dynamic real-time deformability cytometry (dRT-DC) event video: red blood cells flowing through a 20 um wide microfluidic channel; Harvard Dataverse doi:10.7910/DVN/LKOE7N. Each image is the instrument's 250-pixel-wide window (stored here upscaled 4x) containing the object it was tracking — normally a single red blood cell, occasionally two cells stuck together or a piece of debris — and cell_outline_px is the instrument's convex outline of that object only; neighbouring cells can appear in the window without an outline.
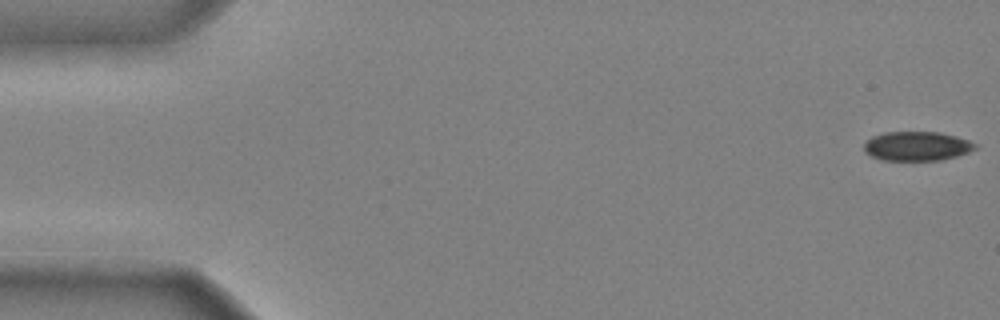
{"species": "common noctule bat (a hibernating species)", "species_latin": "Nyctalus noctula", "temperature_condition": "cold", "stored_images_in_passage": 46, "camera_frame_rate_fps": 3000, "um_per_image_px": 0.085, "animal": {"sex": "male", "body_mass_g": 20.4}, "frame": {"image": 1, "passage_image": 1, "time_ms": 0.0, "image_size_px": [1000, 320], "cell_outline_px": [[976, 148], [968, 152], [956, 156], [940, 160], [880, 160], [864, 152], [864, 144], [872, 136], [884, 132], [940, 132], [956, 136], [968, 140], [976, 144]], "centroid_in_image_um": [77.91, 12.42], "position_along_channel_um": 7.1, "area_um2": 18.9}}
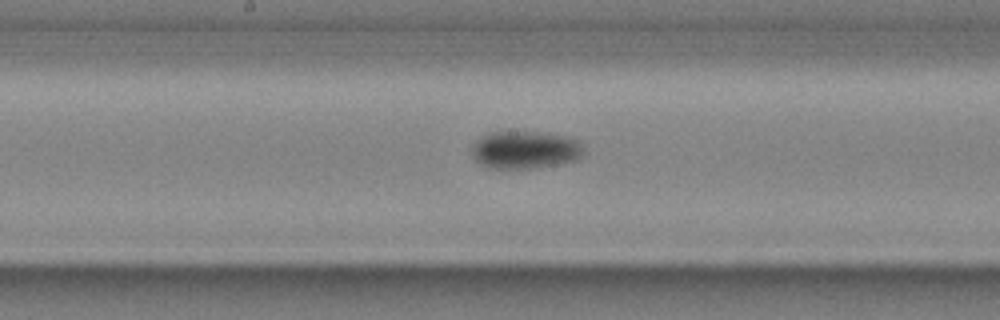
{"frame": {"image": 2, "passage_image": 26, "time_ms": 8.333, "image_size_px": [1000, 320], "cell_outline_px": [[584, 156], [576, 160], [556, 164], [532, 168], [488, 168], [480, 164], [472, 156], [472, 144], [476, 140], [492, 132], [540, 132], [564, 136], [580, 140], [584, 148]], "centroid_in_image_um": [44.66, 12.74], "position_along_channel_um": 203.5, "area_um2": 24.62}}
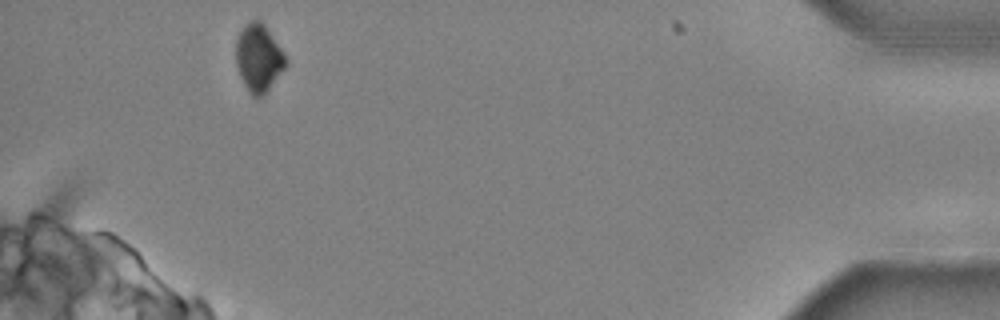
{"frame": {"image": 3, "passage_image": 46, "time_ms": 15.0, "image_size_px": [1000, 320], "cell_outline_px": [[288, 64], [264, 96], [252, 96], [248, 92], [240, 76], [236, 64], [236, 40], [244, 24], [252, 20], [260, 20], [264, 24], [284, 52], [288, 60]], "centroid_in_image_um": [22.0, 4.94], "position_along_channel_um": 413.2, "area_um2": 19.77}, "authors_computed_cell_mechanics": {"area_um2": 21.9062, "velocity_mm_per_s": 3.9709, "shape_relaxation_time_tau1_ms": 2.2694, "shape_relaxation_time_tau2_ms": null, "deformation_change_tau1": 0.1003, "deformation_change_tau2": null}}